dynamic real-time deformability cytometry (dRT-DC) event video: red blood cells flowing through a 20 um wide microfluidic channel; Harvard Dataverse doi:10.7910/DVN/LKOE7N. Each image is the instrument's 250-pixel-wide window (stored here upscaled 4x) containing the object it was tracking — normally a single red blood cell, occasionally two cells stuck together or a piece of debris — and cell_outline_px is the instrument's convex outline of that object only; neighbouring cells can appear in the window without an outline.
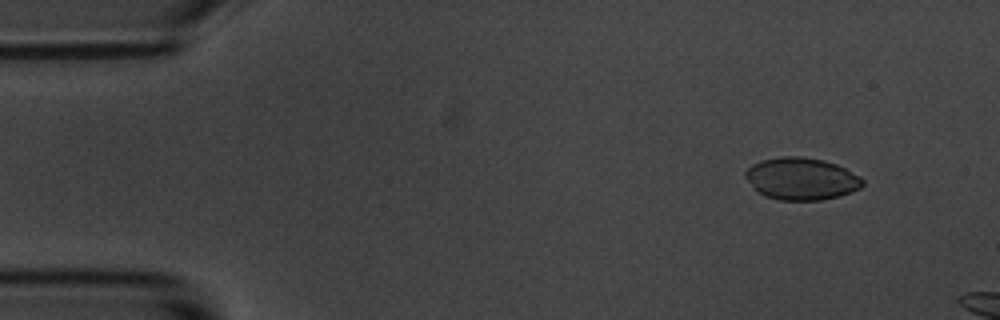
{"species": "common noctule bat (a hibernating species)", "species_latin": "Nyctalus noctula", "temperature_condition": "room temperature", "stored_images_in_passage": 2, "camera_frame_rate_fps": 3000, "um_per_image_px": 0.085, "animal": {"sex": "male", "body_mass_g": 20.1, "forearm_length_mm": 53.5}, "frame": {"image": 1, "passage_image": 1, "time_ms": 0.0, "image_size_px": [1000, 320], "cell_outline_px": [[864, 184], [860, 188], [852, 192], [840, 196], [820, 200], [780, 200], [764, 196], [756, 192], [744, 176], [744, 172], [752, 164], [760, 160], [780, 156], [804, 156], [824, 160], [836, 164], [860, 176], [864, 180]], "centroid_in_image_um": [68.1, 15.19], "position_along_channel_um": 16.9, "area_um2": 29.19}}